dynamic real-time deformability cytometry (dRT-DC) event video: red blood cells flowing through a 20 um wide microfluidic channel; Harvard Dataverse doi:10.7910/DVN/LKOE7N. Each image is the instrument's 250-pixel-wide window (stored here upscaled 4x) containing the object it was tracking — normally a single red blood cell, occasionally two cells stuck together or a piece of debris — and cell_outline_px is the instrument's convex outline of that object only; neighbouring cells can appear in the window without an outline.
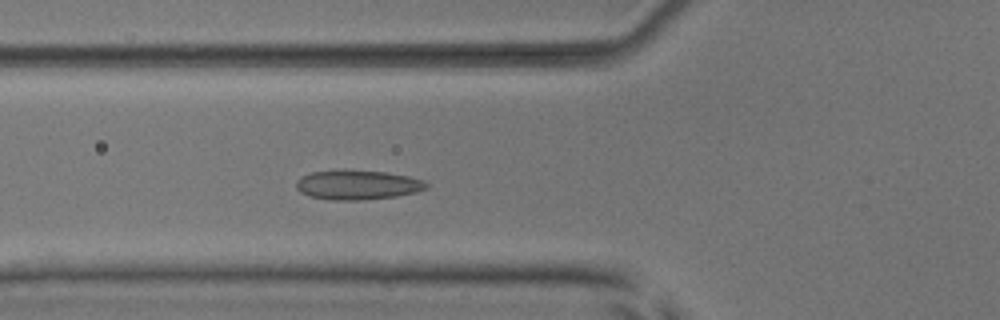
{"species": "common noctule bat (a hibernating species)", "species_latin": "Nyctalus noctula", "temperature_condition": "room temperature", "stored_images_in_passage": 6, "camera_frame_rate_fps": 3000, "um_per_image_px": 0.085, "animal": {"sex": "male", "body_mass_g": 17.9, "forearm_length_mm": 54.2}, "frame": {"image": 1, "passage_image": 6, "time_ms": 5.667, "image_size_px": [1000, 320], "cell_outline_px": [[428, 188], [416, 192], [396, 196], [364, 200], [332, 200], [308, 196], [300, 192], [296, 188], [296, 180], [300, 176], [312, 172], [384, 172], [408, 176], [424, 180], [428, 184]], "centroid_in_image_um": [30.4, 15.75], "position_along_channel_um": 95.4, "area_um2": 21.85}}